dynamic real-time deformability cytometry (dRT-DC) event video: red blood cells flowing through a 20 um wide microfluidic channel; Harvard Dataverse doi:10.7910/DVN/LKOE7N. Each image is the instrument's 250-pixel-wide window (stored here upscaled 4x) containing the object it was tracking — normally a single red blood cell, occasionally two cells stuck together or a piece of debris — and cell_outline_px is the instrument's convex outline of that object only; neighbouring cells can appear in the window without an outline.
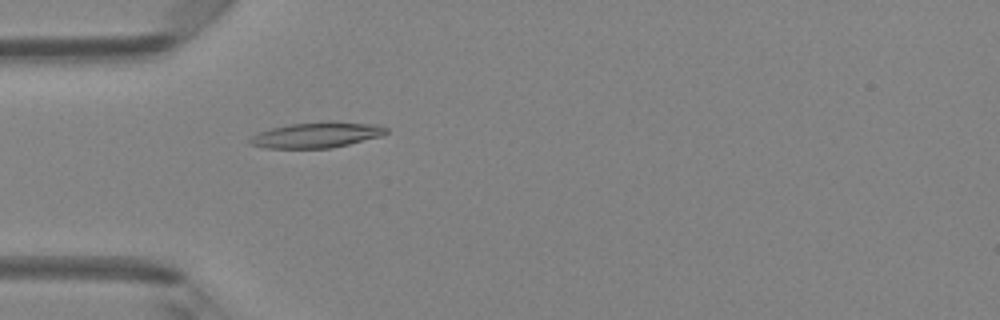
{"species": "Egyptian fruit bat (a non-hibernating species)", "species_latin": "Rousettus aegyptiacus", "temperature_condition": "room temperature", "stored_images_in_passage": 35, "camera_frame_rate_fps": 3000, "um_per_image_px": 0.085, "animal": {"sex": "female"}, "frame": {"image": 1, "passage_image": 1, "time_ms": 0.0, "image_size_px": [1000, 320], "cell_outline_px": [[388, 132], [380, 136], [332, 148], [264, 148], [248, 144], [248, 140], [252, 136], [260, 132], [272, 128], [292, 124], [328, 120], [332, 120], [380, 124], [388, 128]], "centroid_in_image_um": [26.95, 11.45], "position_along_channel_um": 58.0, "area_um2": 20.58}}
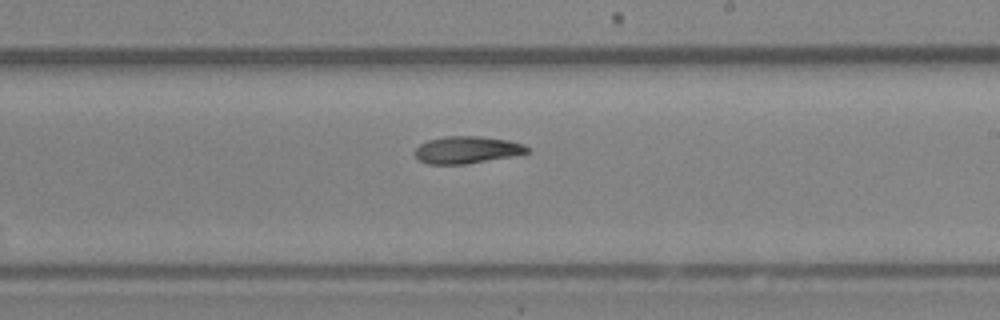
{"frame": {"image": 2, "passage_image": 15, "time_ms": 4.667, "image_size_px": [1000, 320], "cell_outline_px": [[528, 152], [512, 156], [468, 164], [428, 164], [420, 160], [412, 152], [420, 144], [428, 140], [444, 136], [480, 136], [508, 140], [524, 144], [528, 148]], "centroid_in_image_um": [39.66, 12.73], "position_along_channel_um": 249.3, "area_um2": 17.8}}
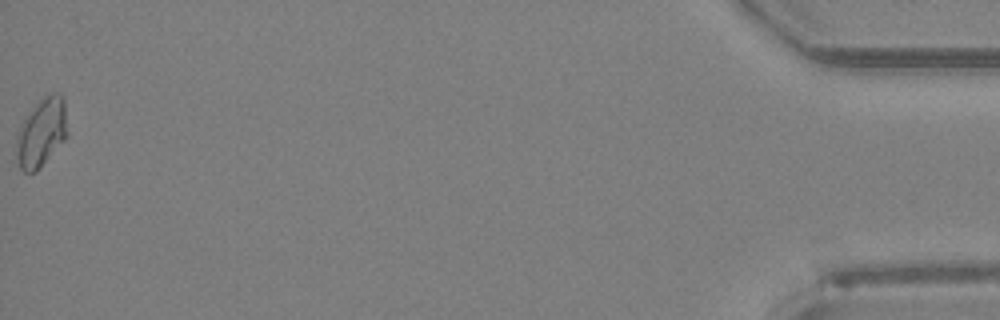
{"frame": {"image": 3, "passage_image": 35, "time_ms": 11.333, "image_size_px": [1000, 320], "cell_outline_px": [[68, 136], [36, 172], [24, 172], [20, 168], [16, 156], [16, 136], [20, 124], [36, 104], [44, 96], [52, 92], [60, 92], [64, 96], [68, 132]], "centroid_in_image_um": [3.54, 11.25], "position_along_channel_um": 431.7, "area_um2": 20.63}, "authors_computed_cell_mechanics": {"area_um2": 18.1492, "velocity_mm_per_s": 4.183, "shape_relaxation_time_tau1_ms": 9.7427, "shape_relaxation_time_tau2_ms": null, "deformation_change_tau1": 0.231, "deformation_change_tau2": null}}